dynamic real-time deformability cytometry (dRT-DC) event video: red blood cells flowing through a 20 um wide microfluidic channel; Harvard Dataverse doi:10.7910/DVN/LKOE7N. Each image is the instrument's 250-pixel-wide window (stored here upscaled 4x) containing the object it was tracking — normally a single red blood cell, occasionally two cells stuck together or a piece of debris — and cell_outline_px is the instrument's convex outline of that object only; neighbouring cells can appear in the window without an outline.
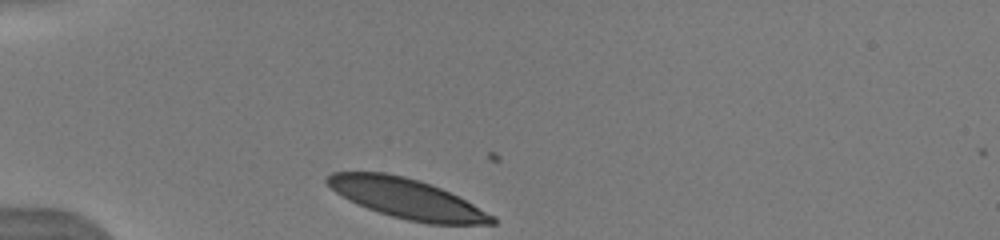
{"species": "human", "species_latin": "Homo sapiens", "temperature_condition": "warm", "stored_images_in_passage": 5, "camera_frame_rate_fps": 3000, "um_per_image_px": 0.085, "donor": {"sex": "male"}, "frame": {"image": 1, "passage_image": 1, "time_ms": 0.0, "image_size_px": [1000, 240], "cell_outline_px": [[496, 224], [428, 224], [408, 220], [392, 216], [368, 208], [348, 200], [336, 192], [324, 180], [332, 172], [384, 172], [404, 176], [420, 180], [432, 184], [496, 216]], "centroid_in_image_um": [34.59, 16.88], "position_along_channel_um": 50.4, "area_um2": 37.92}}